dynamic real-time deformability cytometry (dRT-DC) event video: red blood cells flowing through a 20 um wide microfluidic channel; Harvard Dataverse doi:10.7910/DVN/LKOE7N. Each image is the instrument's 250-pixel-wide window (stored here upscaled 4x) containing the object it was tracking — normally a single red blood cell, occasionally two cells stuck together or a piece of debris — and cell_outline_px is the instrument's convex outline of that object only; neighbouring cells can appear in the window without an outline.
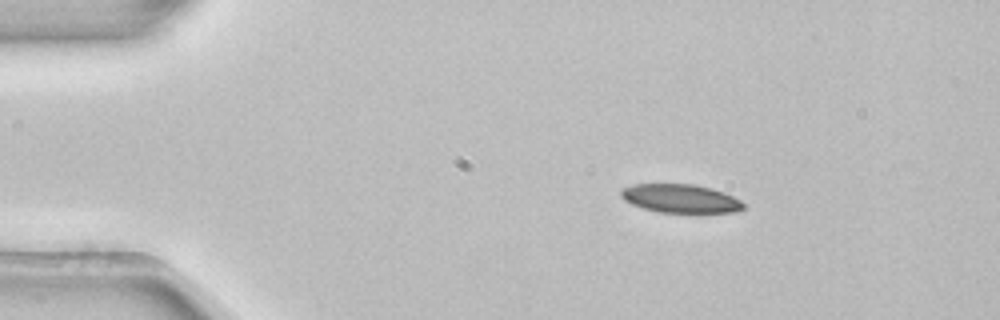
{"species": "common noctule bat (a hibernating species)", "species_latin": "Nyctalus noctula", "temperature_condition": "room temperature", "stored_images_in_passage": 2, "camera_frame_rate_fps": 3000, "um_per_image_px": 0.085, "animal": {"sex": "female", "body_mass_g": 22.7, "forearm_length_mm": 54.2}, "frame": {"image": 1, "passage_image": 1, "time_ms": 0.0, "image_size_px": [1000, 320], "cell_outline_px": [[744, 208], [736, 212], [660, 212], [644, 208], [632, 204], [624, 200], [620, 196], [620, 192], [624, 188], [636, 184], [692, 184], [712, 188], [724, 192], [740, 200], [744, 204]], "centroid_in_image_um": [57.85, 16.87], "position_along_channel_um": 27.1, "area_um2": 20.17}}